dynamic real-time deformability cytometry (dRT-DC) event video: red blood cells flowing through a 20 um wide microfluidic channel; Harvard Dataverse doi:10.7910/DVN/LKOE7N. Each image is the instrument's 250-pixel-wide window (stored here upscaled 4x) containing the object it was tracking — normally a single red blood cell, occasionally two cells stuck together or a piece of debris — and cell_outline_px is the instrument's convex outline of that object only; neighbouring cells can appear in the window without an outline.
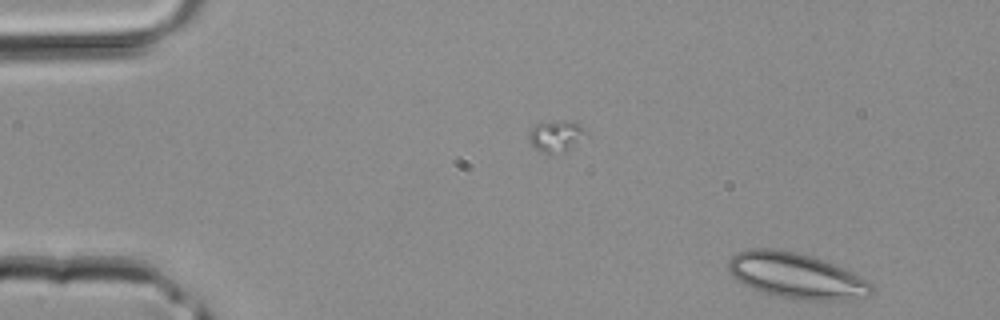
{"species": "common noctule bat (a hibernating species)", "species_latin": "Nyctalus noctula", "temperature_condition": "room temperature", "stored_images_in_passage": 39, "camera_frame_rate_fps": 3000, "um_per_image_px": 0.085, "animal": {"sex": "male", "body_mass_g": 20.4}, "frame": {"image": 1, "passage_image": 1, "time_ms": 0.0, "image_size_px": [1000, 320], "cell_outline_px": [[872, 292], [868, 296], [836, 300], [796, 300], [776, 296], [760, 292], [744, 284], [728, 268], [728, 260], [736, 252], [748, 248], [772, 248], [796, 252], [812, 256], [824, 260], [852, 272], [868, 280], [872, 284]], "centroid_in_image_um": [67.68, 23.43], "position_along_channel_um": 17.3, "area_um2": 37.92}}
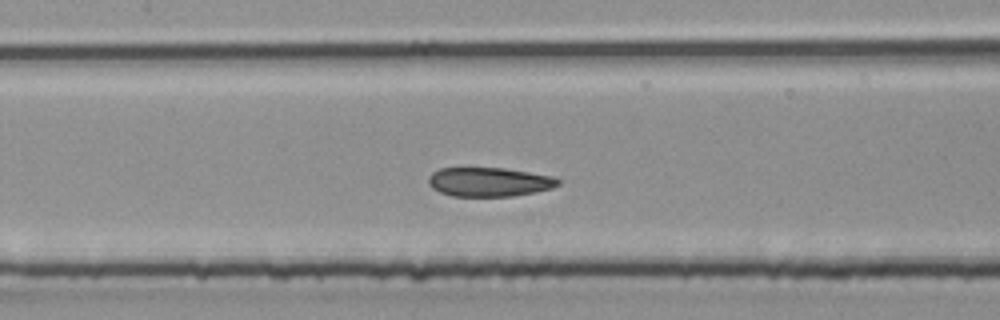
{"frame": {"image": 2, "passage_image": 17, "time_ms": 5.333, "image_size_px": [1000, 320], "cell_outline_px": [[560, 184], [552, 188], [536, 192], [512, 196], [452, 196], [440, 192], [432, 188], [428, 184], [428, 176], [432, 172], [440, 168], [504, 168], [552, 176], [560, 180]], "centroid_in_image_um": [41.56, 15.46], "position_along_channel_um": 165.8, "area_um2": 22.02}}
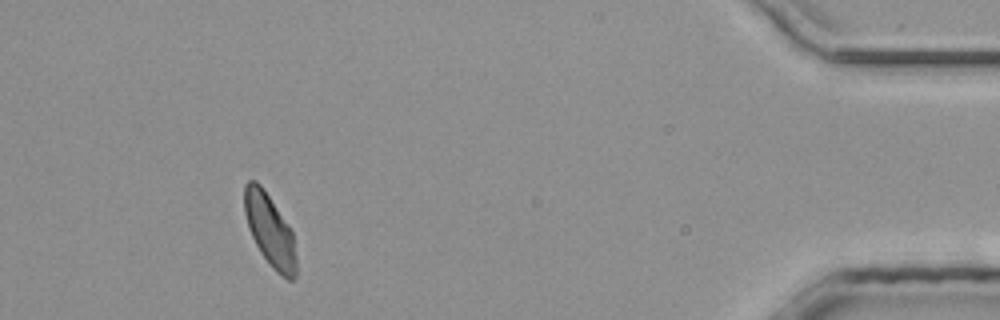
{"frame": {"image": 3, "passage_image": 36, "time_ms": 11.667, "image_size_px": [1000, 320], "cell_outline_px": [[296, 276], [292, 280], [288, 280], [276, 272], [272, 268], [260, 252], [248, 228], [244, 212], [244, 184], [248, 180], [256, 180], [260, 184], [288, 224], [292, 232], [296, 256]], "centroid_in_image_um": [22.92, 19.58], "position_along_channel_um": 412.3, "area_um2": 21.73}}